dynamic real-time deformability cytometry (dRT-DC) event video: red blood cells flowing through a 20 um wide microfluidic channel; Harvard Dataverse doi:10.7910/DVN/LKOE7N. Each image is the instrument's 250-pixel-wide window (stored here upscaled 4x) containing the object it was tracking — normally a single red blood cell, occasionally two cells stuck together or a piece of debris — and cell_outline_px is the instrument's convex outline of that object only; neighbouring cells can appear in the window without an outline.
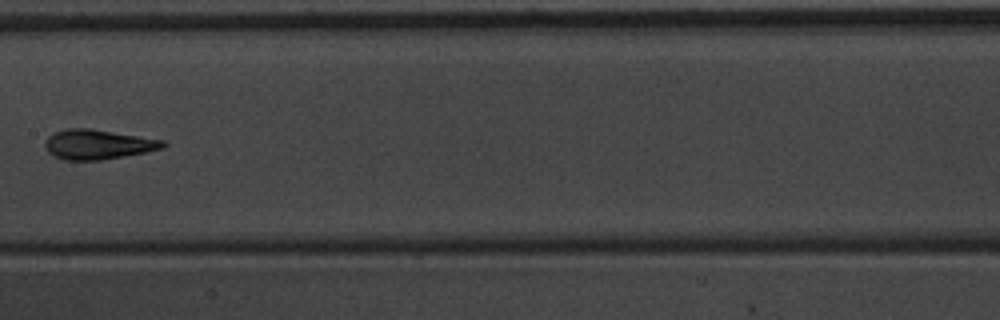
{"species": "common noctule bat (a hibernating species)", "species_latin": "Nyctalus noctula", "temperature_condition": "warm", "stored_images_in_passage": 10, "segment_of_instrument_passage": [1, 2], "camera_frame_rate_fps": 3000, "um_per_image_px": 0.085, "animal": {"sex": "male", "body_mass_g": 20.1, "forearm_length_mm": 53.5}, "frame": {"image": 1, "passage_image": 9, "time_ms": 2.667, "image_size_px": [1000, 320], "cell_outline_px": [[168, 144], [164, 148], [124, 156], [100, 160], [64, 160], [48, 152], [44, 148], [44, 140], [48, 136], [64, 128], [92, 128], [164, 140]], "centroid_in_image_um": [8.31, 12.26], "position_along_channel_um": 199.1, "area_um2": 20.58}}